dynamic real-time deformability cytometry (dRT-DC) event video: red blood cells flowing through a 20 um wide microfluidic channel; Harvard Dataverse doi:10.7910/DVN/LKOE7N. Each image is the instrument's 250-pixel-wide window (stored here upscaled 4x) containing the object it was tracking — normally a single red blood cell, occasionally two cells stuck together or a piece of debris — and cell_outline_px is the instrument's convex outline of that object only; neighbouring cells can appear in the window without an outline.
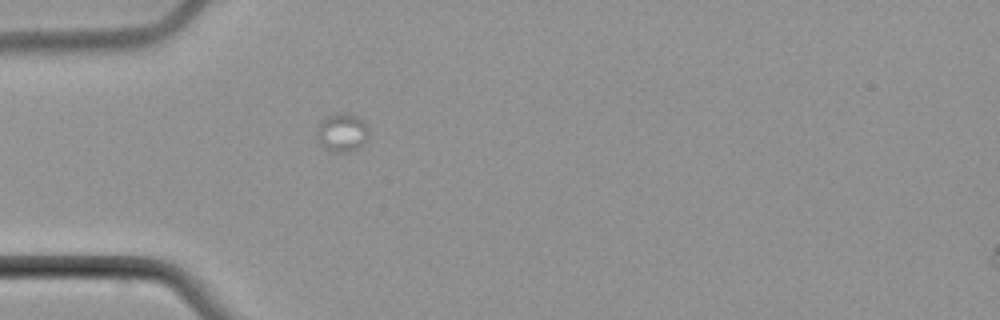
{"species": "common noctule bat (a hibernating species)", "species_latin": "Nyctalus noctula", "temperature_condition": "cold", "stored_images_in_passage": 5, "camera_frame_rate_fps": 3000, "um_per_image_px": 0.085, "animal": {"sex": "male", "body_mass_g": 21.5, "forearm_length_mm": 52.0}, "frame": {"image": 1, "passage_image": 5, "time_ms": 5.667, "image_size_px": [1000, 320], "cell_outline_px": [[368, 140], [352, 152], [332, 152], [324, 148], [320, 144], [316, 136], [320, 124], [328, 116], [336, 112], [348, 112], [356, 116], [368, 128]], "centroid_in_image_um": [29.09, 11.28], "position_along_channel_um": 55.9, "area_um2": 11.62}}